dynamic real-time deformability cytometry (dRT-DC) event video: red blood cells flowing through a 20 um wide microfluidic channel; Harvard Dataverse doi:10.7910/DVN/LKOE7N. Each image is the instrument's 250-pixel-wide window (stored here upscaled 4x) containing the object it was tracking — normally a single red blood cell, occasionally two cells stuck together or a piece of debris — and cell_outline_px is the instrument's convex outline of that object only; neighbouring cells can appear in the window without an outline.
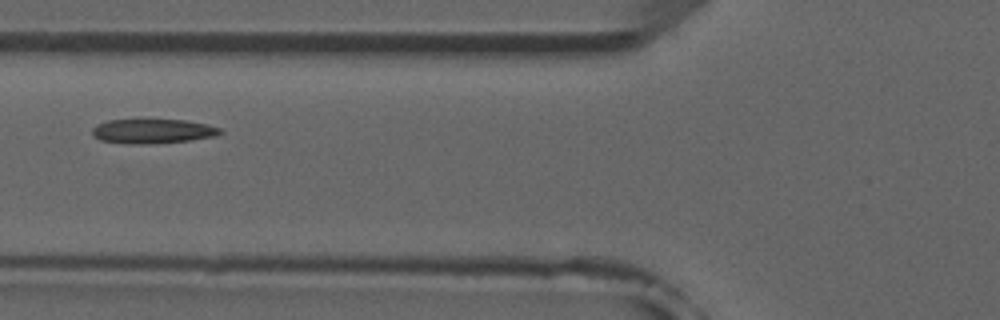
{"species": "common noctule bat (a hibernating species)", "species_latin": "Nyctalus noctula", "temperature_condition": "room temperature", "stored_images_in_passage": 3, "camera_frame_rate_fps": 3000, "um_per_image_px": 0.085, "animal": {"sex": "male", "forearm_length_mm": 52.5}, "frame": {"image": 1, "passage_image": 3, "time_ms": 2.0, "image_size_px": [1000, 320], "cell_outline_px": [[224, 132], [216, 136], [188, 140], [148, 144], [124, 144], [100, 140], [92, 136], [92, 128], [96, 124], [108, 120], [140, 116], [184, 120], [208, 124], [220, 128]], "centroid_in_image_um": [12.91, 11.09], "position_along_channel_um": 112.9, "area_um2": 19.42}}